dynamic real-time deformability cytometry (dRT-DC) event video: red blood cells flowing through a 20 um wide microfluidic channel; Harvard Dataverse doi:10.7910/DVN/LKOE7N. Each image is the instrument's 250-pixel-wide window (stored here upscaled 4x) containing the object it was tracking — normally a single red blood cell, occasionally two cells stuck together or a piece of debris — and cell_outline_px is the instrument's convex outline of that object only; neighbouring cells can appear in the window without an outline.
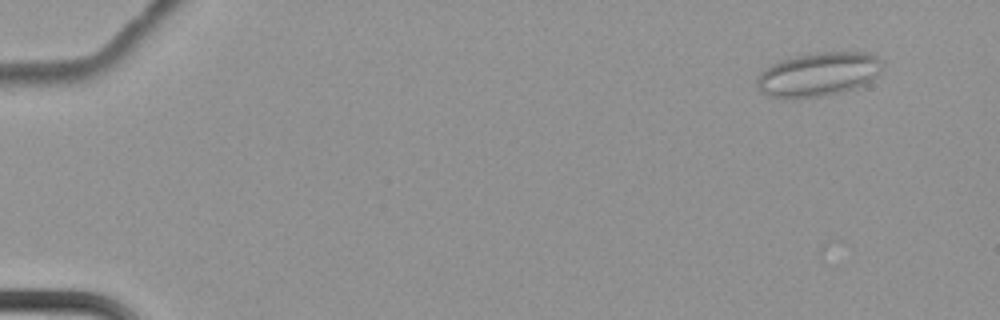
{"species": "common noctule bat (a hibernating species)", "species_latin": "Nyctalus noctula", "temperature_condition": "cold", "stored_images_in_passage": 36, "camera_frame_rate_fps": 3000, "um_per_image_px": 0.085, "animal": {"sex": "female", "body_mass_g": 22.7, "forearm_length_mm": 54.2}, "frame": {"image": 1, "passage_image": 6, "time_ms": 1.667, "image_size_px": [1000, 320], "cell_outline_px": [[884, 64], [876, 76], [868, 84], [844, 92], [824, 96], [792, 100], [784, 100], [768, 96], [760, 92], [756, 88], [756, 76], [760, 72], [772, 64], [796, 56], [816, 52], [868, 52], [876, 56]], "centroid_in_image_um": [69.53, 6.36], "position_along_channel_um": 15.5, "area_um2": 32.95}}
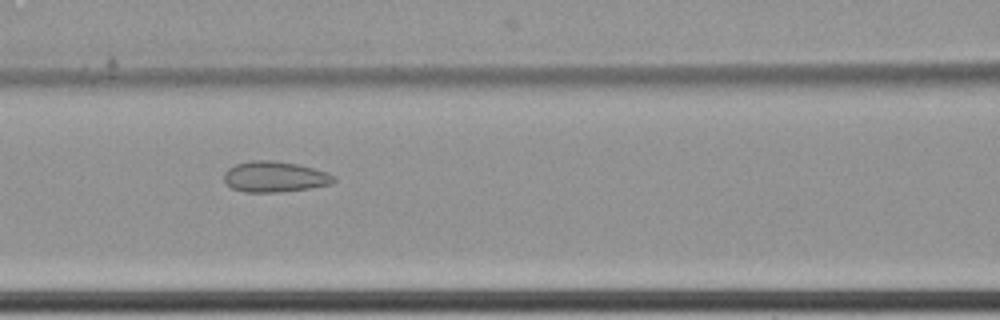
{"frame": {"image": 2, "passage_image": 30, "time_ms": 9.667, "image_size_px": [1000, 320], "cell_outline_px": [[336, 180], [332, 184], [308, 188], [276, 192], [244, 192], [232, 188], [224, 180], [224, 172], [228, 168], [236, 164], [252, 160], [272, 160], [300, 164], [328, 172], [336, 176]], "centroid_in_image_um": [23.38, 15.01], "position_along_channel_um": 143.2, "area_um2": 19.77}}
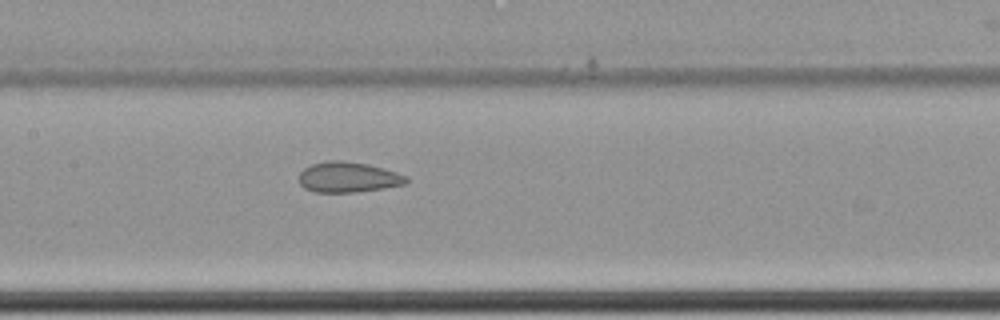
{"frame": {"image": 3, "passage_image": 33, "time_ms": 10.667, "image_size_px": [1000, 320], "cell_outline_px": [[408, 180], [404, 184], [384, 188], [356, 192], [316, 192], [304, 188], [300, 184], [300, 172], [304, 168], [312, 164], [328, 160], [340, 160], [368, 164], [384, 168], [408, 176]], "centroid_in_image_um": [29.6, 15.05], "position_along_channel_um": 177.8, "area_um2": 19.02}}